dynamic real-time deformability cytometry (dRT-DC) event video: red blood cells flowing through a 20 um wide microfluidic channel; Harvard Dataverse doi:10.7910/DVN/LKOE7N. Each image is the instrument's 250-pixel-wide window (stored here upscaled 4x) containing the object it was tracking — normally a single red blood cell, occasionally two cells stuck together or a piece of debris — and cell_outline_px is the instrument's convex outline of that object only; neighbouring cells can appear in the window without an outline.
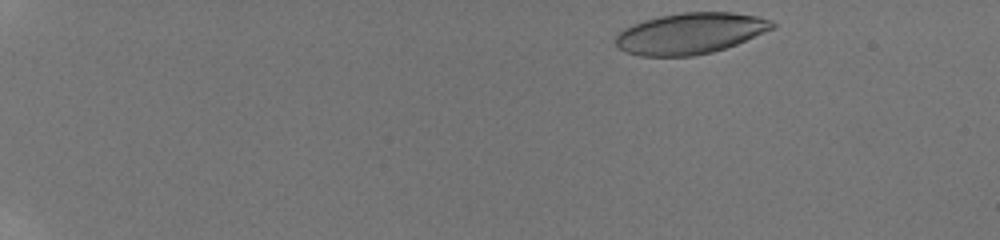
{"species": "human", "species_latin": "Homo sapiens", "temperature_condition": "room temperature", "stored_images_in_passage": 48, "camera_frame_rate_fps": 3000, "um_per_image_px": 0.085, "donor": {"sex": "male"}, "frame": {"image": 1, "passage_image": 1, "time_ms": 0.0, "image_size_px": [1000, 240], "cell_outline_px": [[776, 28], [736, 44], [712, 52], [692, 56], [640, 56], [624, 52], [616, 44], [616, 36], [624, 28], [632, 24], [644, 20], [660, 16], [680, 12], [732, 12], [756, 16], [772, 20], [776, 24]], "centroid_in_image_um": [58.68, 2.83], "position_along_channel_um": 26.3, "area_um2": 37.57}}
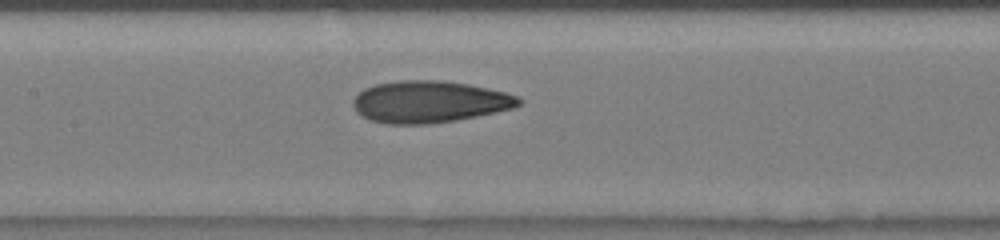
{"frame": {"image": 2, "passage_image": 23, "time_ms": 7.333, "image_size_px": [1000, 240], "cell_outline_px": [[524, 100], [520, 104], [512, 108], [476, 116], [456, 120], [428, 124], [388, 124], [368, 120], [360, 116], [356, 112], [352, 104], [352, 100], [364, 88], [376, 84], [400, 80], [444, 80], [468, 84], [488, 88], [504, 92], [516, 96]], "centroid_in_image_um": [36.45, 8.65], "position_along_channel_um": 170.9, "area_um2": 40.52}}
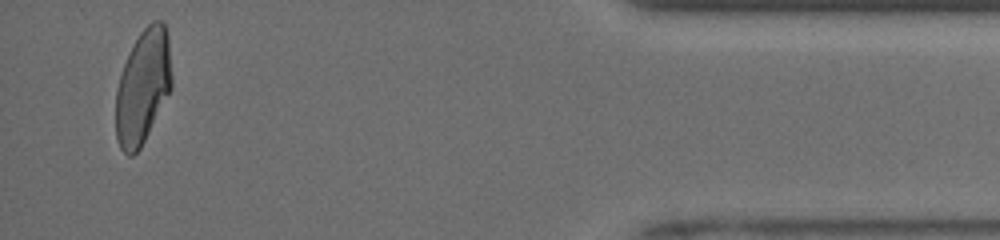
{"frame": {"image": 3, "passage_image": 46, "time_ms": 15.0, "image_size_px": [1000, 240], "cell_outline_px": [[172, 88], [140, 148], [132, 156], [128, 156], [120, 148], [116, 136], [116, 88], [124, 64], [140, 32], [152, 20], [164, 20], [168, 36], [172, 80]], "centroid_in_image_um": [12.15, 7.36], "position_along_channel_um": 423.0, "area_um2": 37.05}, "authors_computed_cell_mechanics": {"area_um2": 38.8127, "velocity_mm_per_s": 3.9463, "shape_relaxation_time_tau1_ms": 10.1326, "shape_relaxation_time_tau2_ms": 1.6232, "deformation_change_tau1": 0.2711, "deformation_change_tau2": 0.0824}}